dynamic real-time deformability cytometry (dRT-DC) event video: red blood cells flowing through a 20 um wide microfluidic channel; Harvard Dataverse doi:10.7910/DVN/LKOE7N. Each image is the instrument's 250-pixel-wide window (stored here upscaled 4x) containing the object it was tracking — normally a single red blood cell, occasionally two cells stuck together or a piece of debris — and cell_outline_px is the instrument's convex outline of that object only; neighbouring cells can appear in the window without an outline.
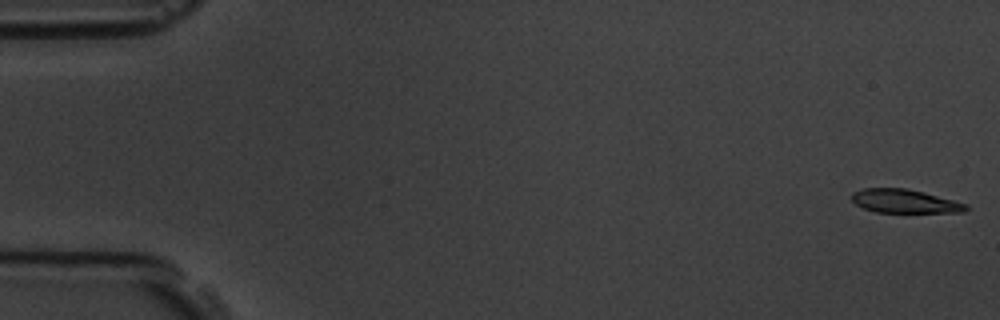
{"species": "common noctule bat (a hibernating species)", "species_latin": "Nyctalus noctula", "temperature_condition": "room temperature", "stored_images_in_passage": 7, "camera_frame_rate_fps": 3000, "um_per_image_px": 0.085, "animal": {"sex": "male", "body_mass_g": 19.5, "forearm_length_mm": 54.6}, "frame": {"image": 1, "passage_image": 1, "time_ms": 0.0, "image_size_px": [1000, 320], "cell_outline_px": [[968, 208], [964, 212], [876, 212], [864, 208], [856, 204], [852, 200], [852, 192], [864, 188], [908, 188], [924, 192], [968, 204]], "centroid_in_image_um": [76.9, 17.09], "position_along_channel_um": 8.1, "area_um2": 15.66}}
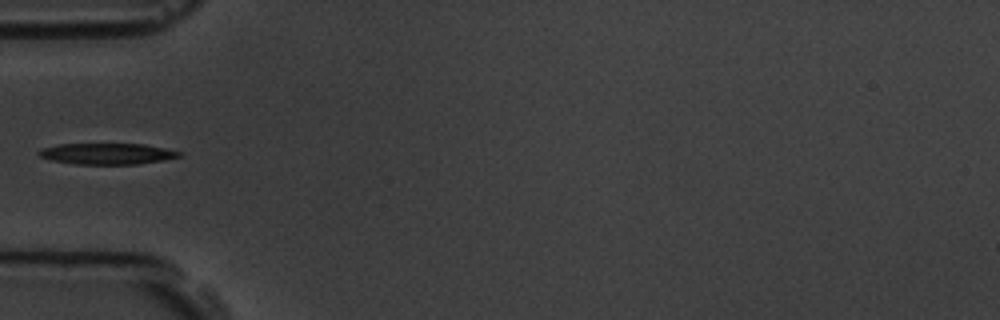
{"frame": {"image": 2, "passage_image": 5, "time_ms": 5.667, "image_size_px": [1000, 320], "cell_outline_px": [[180, 156], [164, 160], [136, 164], [76, 164], [52, 160], [40, 156], [36, 152], [40, 148], [60, 144], [144, 144], [164, 148], [180, 152]], "centroid_in_image_um": [9.06, 13.06], "position_along_channel_um": 75.9, "area_um2": 17.11}}
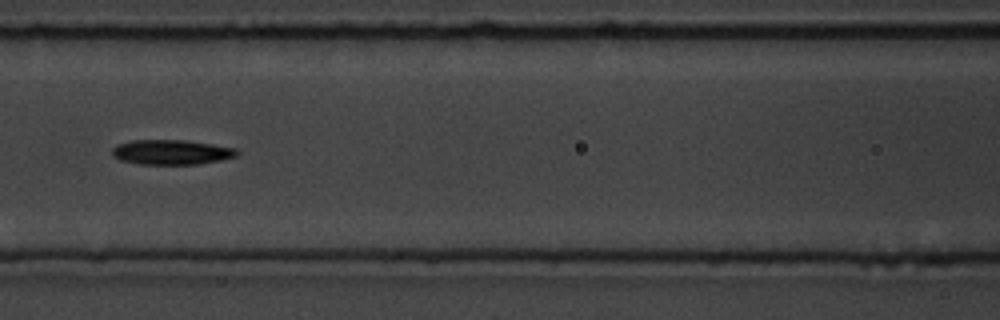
{"frame": {"image": 3, "passage_image": 7, "time_ms": 7.667, "image_size_px": [1000, 320], "cell_outline_px": [[240, 152], [236, 156], [220, 160], [200, 164], [140, 164], [120, 160], [112, 156], [112, 148], [116, 144], [132, 140], [184, 140], [212, 144], [236, 148]], "centroid_in_image_um": [14.55, 12.93], "position_along_channel_um": 152.0, "area_um2": 18.15}}